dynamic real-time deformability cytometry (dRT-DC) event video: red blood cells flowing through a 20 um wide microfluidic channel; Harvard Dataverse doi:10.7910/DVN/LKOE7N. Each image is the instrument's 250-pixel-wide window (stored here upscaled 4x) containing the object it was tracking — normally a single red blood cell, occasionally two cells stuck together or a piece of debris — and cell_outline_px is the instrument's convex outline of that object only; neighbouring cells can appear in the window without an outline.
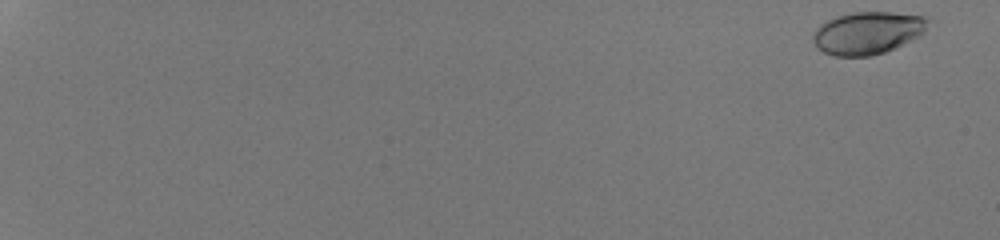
{"species": "human", "species_latin": "Homo sapiens", "temperature_condition": "room temperature", "stored_images_in_passage": 53, "camera_frame_rate_fps": 3000, "um_per_image_px": 0.085, "donor": {"sex": "male"}, "frame": {"image": 1, "passage_image": 1, "time_ms": 0.0, "image_size_px": [1000, 240], "cell_outline_px": [[928, 20], [924, 32], [896, 48], [872, 56], [836, 56], [824, 52], [816, 48], [812, 40], [812, 36], [816, 28], [820, 24], [836, 16], [852, 12], [892, 12], [924, 16]], "centroid_in_image_um": [73.7, 2.8], "position_along_channel_um": 11.3, "area_um2": 28.44}}
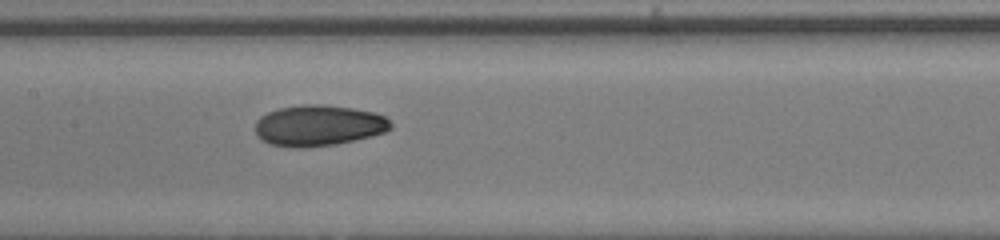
{"frame": {"image": 2, "passage_image": 31, "time_ms": 10.0, "image_size_px": [1000, 240], "cell_outline_px": [[392, 128], [384, 132], [372, 136], [336, 144], [304, 148], [296, 148], [268, 144], [260, 140], [256, 136], [256, 120], [260, 116], [268, 112], [280, 108], [304, 104], [324, 104], [352, 108], [376, 112], [384, 116], [392, 124]], "centroid_in_image_um": [27.06, 10.67], "position_along_channel_um": 180.3, "area_um2": 32.6}}
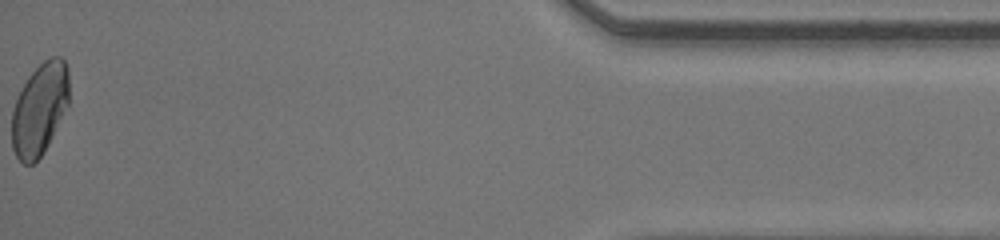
{"frame": {"image": 3, "passage_image": 53, "time_ms": 17.333, "image_size_px": [1000, 240], "cell_outline_px": [[68, 104], [44, 152], [32, 164], [24, 164], [16, 156], [12, 148], [12, 112], [16, 100], [28, 76], [44, 60], [52, 56], [60, 56], [64, 60], [68, 68]], "centroid_in_image_um": [3.36, 9.26], "position_along_channel_um": 431.8, "area_um2": 30.35}, "authors_computed_cell_mechanics": {"area_um2": 30.4028, "velocity_mm_per_s": 4.2898, "shape_relaxation_time_tau1_ms": null, "shape_relaxation_time_tau2_ms": 1.6059, "deformation_change_tau1": null, "deformation_change_tau2": 0.0581}}